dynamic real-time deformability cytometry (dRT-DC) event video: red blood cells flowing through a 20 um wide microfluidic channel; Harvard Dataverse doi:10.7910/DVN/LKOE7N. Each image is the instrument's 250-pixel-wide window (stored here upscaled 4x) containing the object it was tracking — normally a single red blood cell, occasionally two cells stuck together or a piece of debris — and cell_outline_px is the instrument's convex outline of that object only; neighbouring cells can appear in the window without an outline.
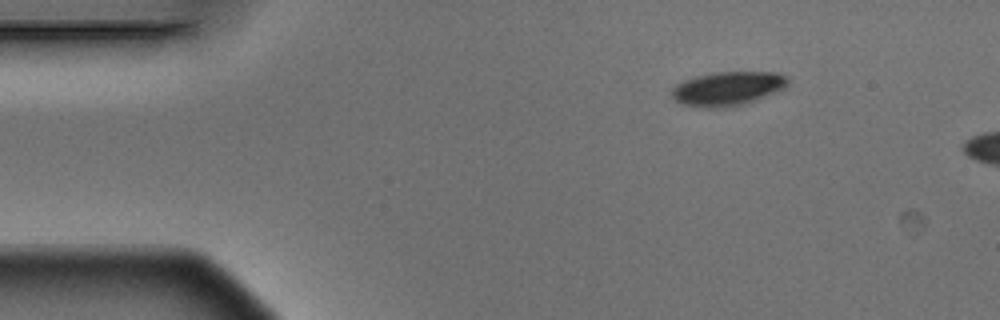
{"species": "Egyptian fruit bat (a non-hibernating species)", "species_latin": "Rousettus aegyptiacus", "temperature_condition": "warm", "stored_images_in_passage": 3, "camera_frame_rate_fps": 3000, "um_per_image_px": 0.085, "animal": {"sex": "male"}, "frame": {"image": 1, "passage_image": 1, "time_ms": 0.0, "image_size_px": [1000, 320], "cell_outline_px": [[788, 84], [784, 88], [756, 100], [744, 104], [724, 108], [708, 108], [680, 104], [672, 96], [672, 88], [676, 84], [684, 80], [696, 76], [716, 72], [776, 72], [788, 76]], "centroid_in_image_um": [61.85, 7.53], "position_along_channel_um": 23.2, "area_um2": 23.06}}